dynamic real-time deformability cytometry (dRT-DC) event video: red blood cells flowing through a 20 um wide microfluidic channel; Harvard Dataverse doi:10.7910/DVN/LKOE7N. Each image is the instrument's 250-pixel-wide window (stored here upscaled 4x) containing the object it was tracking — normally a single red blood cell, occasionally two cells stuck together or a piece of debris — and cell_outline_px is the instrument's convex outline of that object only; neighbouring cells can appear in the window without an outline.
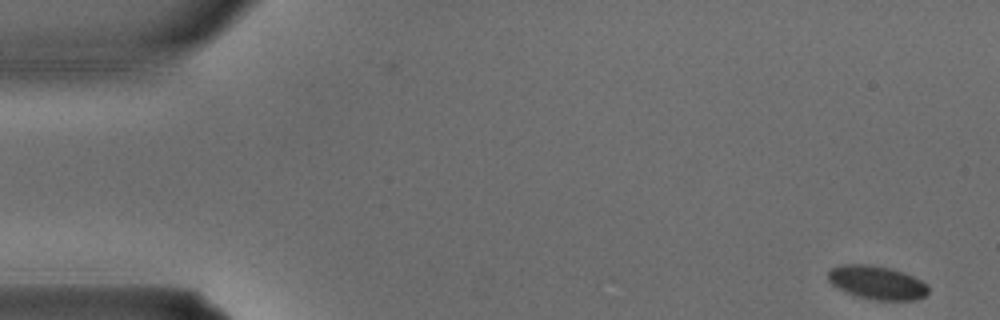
{"species": "common noctule bat (a hibernating species)", "species_latin": "Nyctalus noctula", "temperature_condition": "warm", "stored_images_in_passage": 3, "camera_frame_rate_fps": 3000, "um_per_image_px": 0.085, "animal": {"sex": "male", "body_mass_g": 15.6}, "frame": {"image": 1, "passage_image": 1, "time_ms": 0.0, "image_size_px": [1000, 320], "cell_outline_px": [[928, 292], [924, 296], [912, 300], [876, 300], [856, 296], [832, 284], [828, 280], [828, 272], [832, 268], [840, 264], [868, 264], [888, 268], [904, 272], [928, 284]], "centroid_in_image_um": [74.54, 24.01], "position_along_channel_um": 10.5, "area_um2": 19.42}}
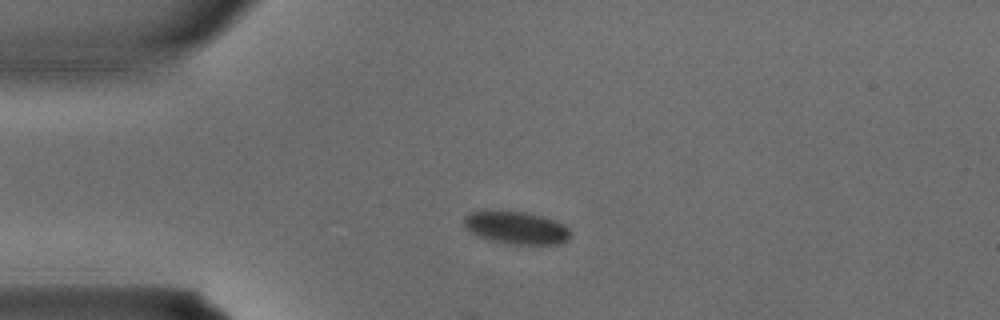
{"frame": {"image": 2, "passage_image": 3, "time_ms": 0.667, "image_size_px": [1000, 320], "cell_outline_px": [[568, 240], [560, 244], [508, 244], [492, 240], [480, 236], [464, 228], [464, 216], [472, 212], [484, 208], [524, 212], [544, 216], [556, 220], [564, 224], [568, 228]], "centroid_in_image_um": [43.84, 19.31], "position_along_channel_um": 41.2, "area_um2": 20.63}}